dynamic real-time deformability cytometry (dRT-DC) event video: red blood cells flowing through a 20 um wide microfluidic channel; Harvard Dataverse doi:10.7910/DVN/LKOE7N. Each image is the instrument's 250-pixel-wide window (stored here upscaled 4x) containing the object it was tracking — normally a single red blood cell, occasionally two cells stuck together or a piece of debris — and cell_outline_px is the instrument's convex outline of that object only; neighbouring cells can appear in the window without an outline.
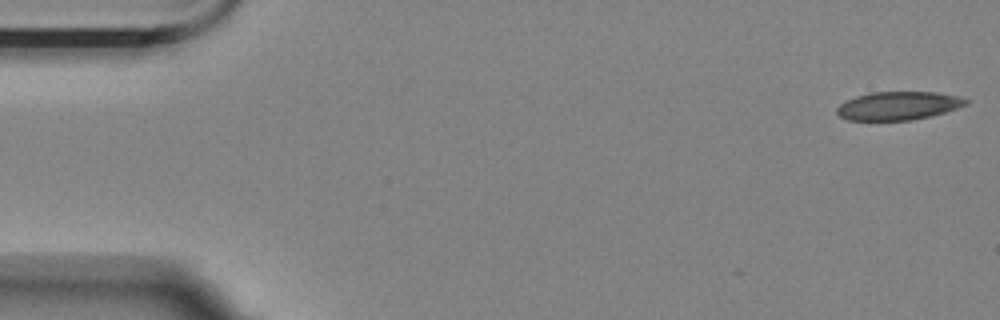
{"species": "Egyptian fruit bat (a non-hibernating species)", "species_latin": "Rousettus aegyptiacus", "temperature_condition": "room temperature", "stored_images_in_passage": 7, "camera_frame_rate_fps": 3000, "um_per_image_px": 0.085, "animal": {"sex": "female"}, "frame": {"image": 1, "passage_image": 1, "time_ms": 0.0, "image_size_px": [1000, 320], "cell_outline_px": [[968, 104], [932, 116], [912, 120], [848, 120], [840, 116], [836, 112], [836, 108], [844, 100], [856, 96], [872, 92], [936, 92], [956, 96], [968, 100]], "centroid_in_image_um": [76.32, 8.99], "position_along_channel_um": 8.7, "area_um2": 21.27}}